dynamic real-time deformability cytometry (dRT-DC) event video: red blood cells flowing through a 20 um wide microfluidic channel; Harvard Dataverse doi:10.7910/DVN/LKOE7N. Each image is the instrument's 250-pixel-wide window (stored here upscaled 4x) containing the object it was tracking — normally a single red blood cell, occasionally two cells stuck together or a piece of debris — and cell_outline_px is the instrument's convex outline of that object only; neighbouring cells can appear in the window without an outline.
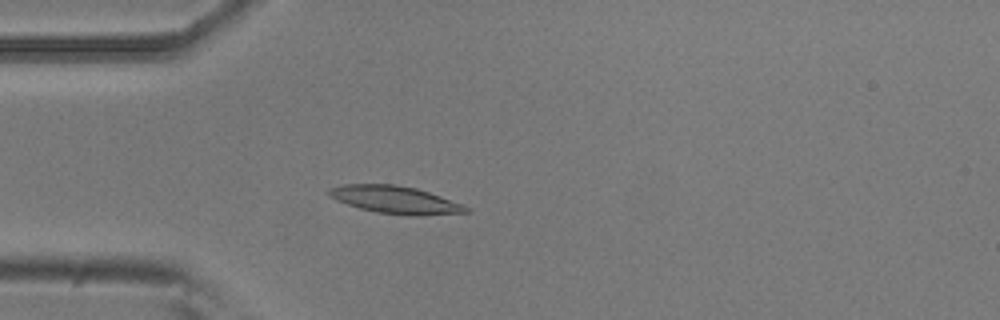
{"species": "common noctule bat (a hibernating species)", "species_latin": "Nyctalus noctula", "temperature_condition": "room temperature", "stored_images_in_passage": 41, "camera_frame_rate_fps": 3000, "um_per_image_px": 0.085, "animal": {"sex": "male", "body_mass_g": 20.5, "forearm_length_mm": 52.5}, "frame": {"image": 1, "passage_image": 2, "time_ms": 0.333, "image_size_px": [1000, 320], "cell_outline_px": [[472, 212], [420, 216], [408, 216], [376, 212], [360, 208], [336, 200], [328, 196], [328, 188], [344, 184], [396, 184], [416, 188], [464, 204]], "centroid_in_image_um": [33.61, 16.99], "position_along_channel_um": 51.4, "area_um2": 22.2}}
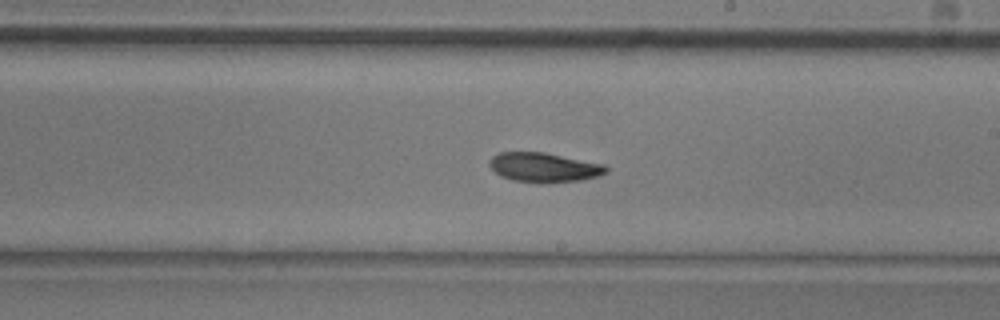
{"frame": {"image": 2, "passage_image": 18, "time_ms": 5.667, "image_size_px": [1000, 320], "cell_outline_px": [[608, 172], [600, 176], [580, 180], [548, 184], [536, 184], [512, 180], [500, 176], [488, 164], [488, 160], [492, 156], [500, 152], [544, 152], [604, 164], [608, 168]], "centroid_in_image_um": [46.24, 14.25], "position_along_channel_um": 242.8, "area_um2": 20.46}}
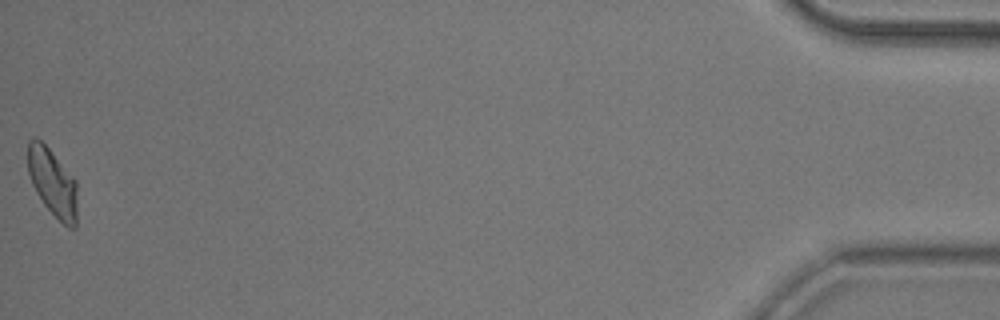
{"frame": {"image": 3, "passage_image": 41, "time_ms": 13.333, "image_size_px": [1000, 320], "cell_outline_px": [[76, 228], [68, 228], [44, 204], [36, 192], [32, 184], [28, 172], [28, 140], [36, 136], [48, 148], [76, 180]], "centroid_in_image_um": [4.46, 15.5], "position_along_channel_um": 430.7, "area_um2": 19.19}, "authors_computed_cell_mechanics": {"area_um2": 19.8832, "velocity_mm_per_s": 3.7438, "shape_relaxation_time_tau1_ms": 3.7839, "shape_relaxation_time_tau2_ms": 3.8337, "deformation_change_tau1": 0.1361, "deformation_change_tau2": 0.0893}}